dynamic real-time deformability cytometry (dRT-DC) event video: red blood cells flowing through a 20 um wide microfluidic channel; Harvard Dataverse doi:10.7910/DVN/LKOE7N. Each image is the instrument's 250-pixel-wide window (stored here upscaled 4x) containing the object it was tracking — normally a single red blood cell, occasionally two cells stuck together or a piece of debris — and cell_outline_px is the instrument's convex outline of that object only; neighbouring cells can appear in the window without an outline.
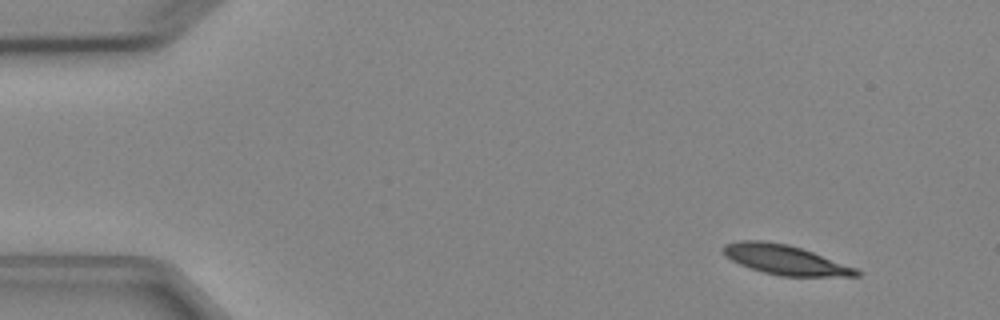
{"species": "Egyptian fruit bat (a non-hibernating species)", "species_latin": "Rousettus aegyptiacus", "temperature_condition": "cold", "stored_images_in_passage": 3, "camera_frame_rate_fps": 3000, "um_per_image_px": 0.085, "animal": {"sex": "female"}, "frame": {"image": 1, "passage_image": 1, "time_ms": 0.0, "image_size_px": [1000, 320], "cell_outline_px": [[860, 276], [780, 276], [764, 272], [740, 264], [724, 256], [724, 244], [740, 240], [764, 240], [788, 244], [812, 252], [856, 268], [860, 272]], "centroid_in_image_um": [66.71, 22.07], "position_along_channel_um": 18.3, "area_um2": 22.72}}
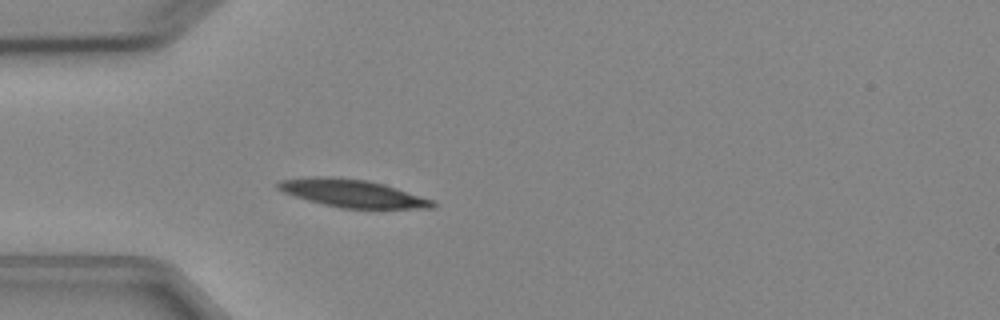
{"frame": {"image": 2, "passage_image": 3, "time_ms": 3.333, "image_size_px": [1000, 320], "cell_outline_px": [[436, 204], [432, 208], [340, 208], [308, 200], [284, 192], [276, 188], [276, 184], [280, 180], [312, 176], [332, 176], [368, 180], [384, 184], [436, 200]], "centroid_in_image_um": [29.97, 16.42], "position_along_channel_um": 55.0, "area_um2": 25.03}}